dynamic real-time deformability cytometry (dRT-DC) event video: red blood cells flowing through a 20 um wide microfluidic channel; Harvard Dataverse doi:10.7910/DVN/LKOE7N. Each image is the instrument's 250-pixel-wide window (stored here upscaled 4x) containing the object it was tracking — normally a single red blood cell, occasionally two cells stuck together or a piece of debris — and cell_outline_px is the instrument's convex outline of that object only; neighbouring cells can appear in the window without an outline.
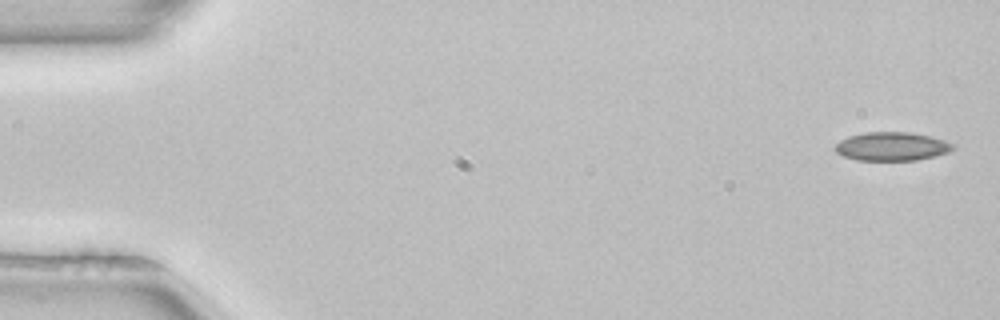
{"species": "common noctule bat (a hibernating species)", "species_latin": "Nyctalus noctula", "temperature_condition": "room temperature", "stored_images_in_passage": 52, "camera_frame_rate_fps": 3000, "um_per_image_px": 0.085, "animal": {"sex": "female", "body_mass_g": 22.7, "forearm_length_mm": 54.2}, "frame": {"image": 1, "passage_image": 2, "time_ms": 0.333, "image_size_px": [1000, 320], "cell_outline_px": [[956, 148], [948, 152], [916, 160], [856, 160], [844, 156], [836, 152], [832, 148], [840, 140], [848, 136], [864, 132], [908, 132], [928, 136], [944, 140], [952, 144]], "centroid_in_image_um": [75.75, 12.44], "position_along_channel_um": 9.3, "area_um2": 19.54}}
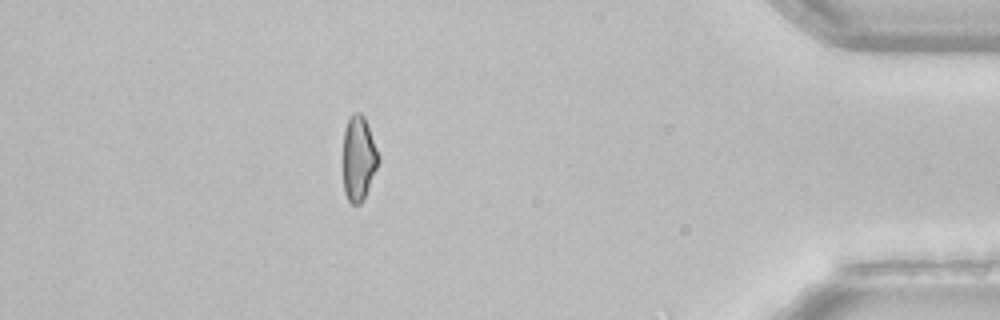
{"frame": {"image": 2, "passage_image": 46, "time_ms": 15.0, "image_size_px": [1000, 320], "cell_outline_px": [[380, 160], [364, 200], [360, 204], [352, 204], [348, 200], [344, 192], [344, 128], [352, 112], [360, 112], [364, 116], [380, 156]], "centroid_in_image_um": [30.5, 13.46], "position_along_channel_um": 404.7, "area_um2": 17.51}}